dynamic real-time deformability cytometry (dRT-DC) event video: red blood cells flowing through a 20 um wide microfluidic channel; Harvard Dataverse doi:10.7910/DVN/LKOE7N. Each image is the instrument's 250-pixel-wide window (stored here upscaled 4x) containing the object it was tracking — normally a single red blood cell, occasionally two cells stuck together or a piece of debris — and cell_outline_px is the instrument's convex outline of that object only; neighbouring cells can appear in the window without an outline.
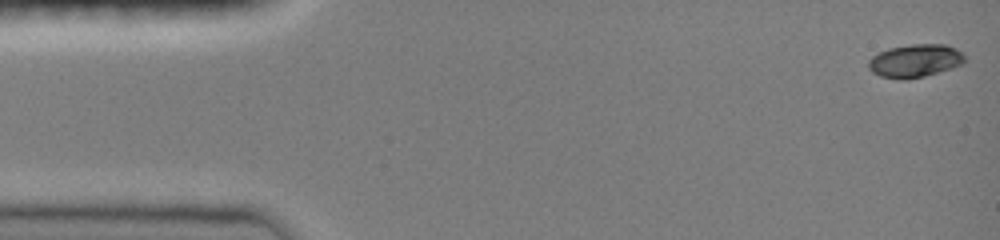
{"species": "common noctule bat (a hibernating species)", "species_latin": "Nyctalus noctula", "temperature_condition": "room temperature", "stored_images_in_passage": 19, "camera_frame_rate_fps": 3000, "um_per_image_px": 0.085, "animal": {"sex": "female", "body_mass_g": 19.0, "forearm_length_mm": 51.5}, "frame": {"image": 1, "passage_image": 1, "time_ms": 0.0, "image_size_px": [1000, 240], "cell_outline_px": [[964, 60], [960, 64], [952, 68], [924, 76], [904, 80], [900, 80], [880, 76], [872, 72], [868, 68], [868, 60], [872, 56], [888, 48], [912, 44], [944, 44], [956, 48], [964, 56]], "centroid_in_image_um": [77.73, 5.17], "position_along_channel_um": 7.3, "area_um2": 18.5}}
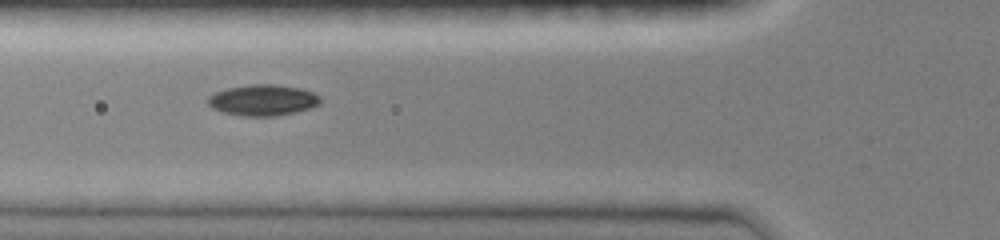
{"frame": {"image": 2, "passage_image": 16, "time_ms": 5.0, "image_size_px": [1000, 240], "cell_outline_px": [[320, 104], [312, 108], [296, 112], [276, 116], [244, 116], [224, 112], [212, 108], [208, 104], [208, 96], [216, 92], [228, 88], [252, 84], [276, 84], [300, 88], [312, 92], [320, 96]], "centroid_in_image_um": [22.37, 8.51], "position_along_channel_um": 103.4, "area_um2": 20.35}}
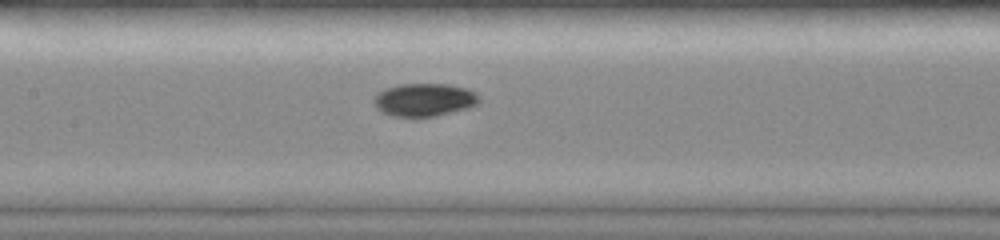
{"frame": {"image": 3, "passage_image": 19, "time_ms": 6.0, "image_size_px": [1000, 240], "cell_outline_px": [[480, 104], [468, 108], [436, 116], [416, 120], [412, 120], [392, 116], [376, 108], [372, 100], [384, 88], [400, 84], [448, 84], [468, 88], [476, 92], [480, 96]], "centroid_in_image_um": [36.09, 8.52], "position_along_channel_um": 171.3, "area_um2": 21.04}}